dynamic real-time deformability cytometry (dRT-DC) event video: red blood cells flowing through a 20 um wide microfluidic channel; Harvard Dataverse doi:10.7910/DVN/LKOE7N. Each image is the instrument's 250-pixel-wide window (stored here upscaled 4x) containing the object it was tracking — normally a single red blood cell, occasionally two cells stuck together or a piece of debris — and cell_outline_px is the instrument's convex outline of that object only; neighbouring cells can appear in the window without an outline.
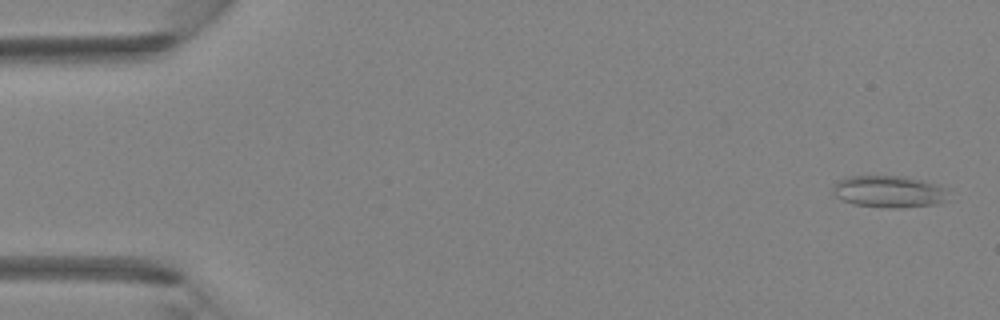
{"species": "Egyptian fruit bat (a non-hibernating species)", "species_latin": "Rousettus aegyptiacus", "temperature_condition": "room temperature", "stored_images_in_passage": 4, "camera_frame_rate_fps": 3000, "um_per_image_px": 0.085, "animal": {"sex": "female"}, "frame": {"image": 1, "passage_image": 1, "time_ms": 0.0, "image_size_px": [1000, 320], "cell_outline_px": [[948, 192], [944, 200], [940, 204], [900, 208], [892, 208], [852, 204], [836, 196], [832, 192], [832, 188], [836, 180], [848, 176], [904, 176], [924, 180], [936, 184], [944, 188]], "centroid_in_image_um": [75.54, 16.28], "position_along_channel_um": 9.5, "area_um2": 21.62}}